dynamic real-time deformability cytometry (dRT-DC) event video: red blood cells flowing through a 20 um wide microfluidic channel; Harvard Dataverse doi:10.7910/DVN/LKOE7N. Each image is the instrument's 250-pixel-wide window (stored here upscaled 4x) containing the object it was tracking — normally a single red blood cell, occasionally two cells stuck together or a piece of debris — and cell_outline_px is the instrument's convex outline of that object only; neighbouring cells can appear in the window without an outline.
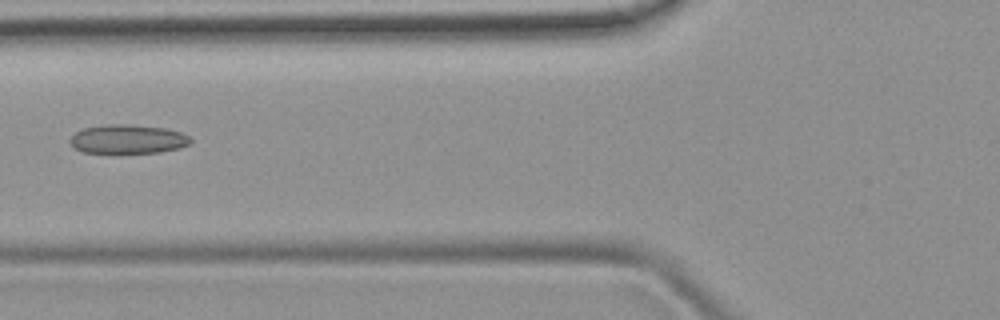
{"species": "common noctule bat (a hibernating species)", "species_latin": "Nyctalus noctula", "temperature_condition": "room temperature", "stored_images_in_passage": 6, "camera_frame_rate_fps": 3000, "um_per_image_px": 0.085, "animal": {"sex": "female", "body_mass_g": 19.9}, "frame": {"image": 1, "passage_image": 6, "time_ms": 5.667, "image_size_px": [1000, 320], "cell_outline_px": [[192, 140], [188, 144], [180, 148], [160, 152], [84, 152], [76, 148], [68, 140], [76, 132], [84, 128], [108, 124], [128, 124], [164, 128], [180, 132], [188, 136]], "centroid_in_image_um": [10.87, 11.81], "position_along_channel_um": 114.9, "area_um2": 20.0}}